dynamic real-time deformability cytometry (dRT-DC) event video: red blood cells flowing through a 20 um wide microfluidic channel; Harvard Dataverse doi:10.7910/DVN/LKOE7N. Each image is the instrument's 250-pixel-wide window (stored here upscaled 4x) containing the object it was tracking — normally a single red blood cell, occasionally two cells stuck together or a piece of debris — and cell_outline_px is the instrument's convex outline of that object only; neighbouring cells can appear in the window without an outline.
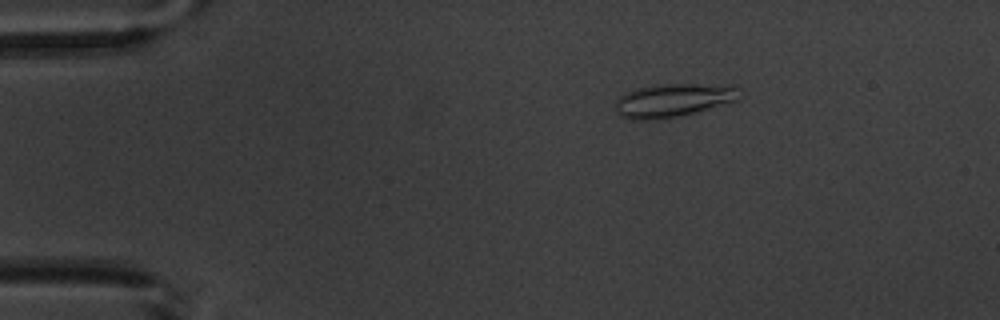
{"species": "common noctule bat (a hibernating species)", "species_latin": "Nyctalus noctula", "temperature_condition": "warm", "stored_images_in_passage": 4, "camera_frame_rate_fps": 3000, "um_per_image_px": 0.085, "animal": {"sex": "male", "body_mass_g": 20.1, "forearm_length_mm": 53.5}, "frame": {"image": 1, "passage_image": 2, "time_ms": 1.333, "image_size_px": [1000, 320], "cell_outline_px": [[740, 100], [680, 116], [656, 120], [632, 120], [620, 116], [616, 112], [616, 100], [624, 92], [636, 88], [656, 84], [736, 84]], "centroid_in_image_um": [57.23, 8.51], "position_along_channel_um": 27.8, "area_um2": 24.62}}